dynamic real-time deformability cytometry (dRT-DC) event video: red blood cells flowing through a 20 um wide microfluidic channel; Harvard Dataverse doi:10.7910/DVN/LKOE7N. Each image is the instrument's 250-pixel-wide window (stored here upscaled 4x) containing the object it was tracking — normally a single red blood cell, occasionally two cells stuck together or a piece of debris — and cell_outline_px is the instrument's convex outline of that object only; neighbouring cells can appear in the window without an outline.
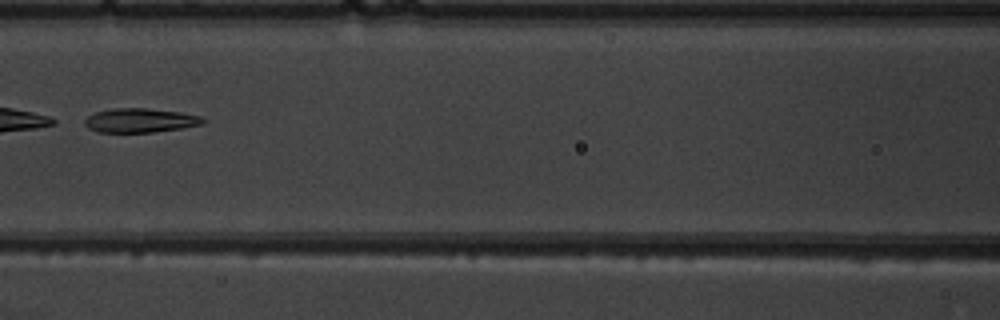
{"species": "common noctule bat (a hibernating species)", "species_latin": "Nyctalus noctula", "temperature_condition": "warm", "stored_images_in_passage": 7, "camera_frame_rate_fps": 3000, "um_per_image_px": 0.085, "animal": {"sex": "male", "body_mass_g": 19.5, "forearm_length_mm": 54.6}, "frame": {"image": 1, "passage_image": 6, "time_ms": 7.0, "image_size_px": [1000, 320], "cell_outline_px": [[208, 120], [200, 124], [184, 128], [152, 132], [100, 132], [88, 128], [84, 124], [84, 120], [88, 116], [96, 112], [112, 108], [144, 108], [180, 112], [200, 116]], "centroid_in_image_um": [11.91, 10.23], "position_along_channel_um": 154.7, "area_um2": 16.59}}
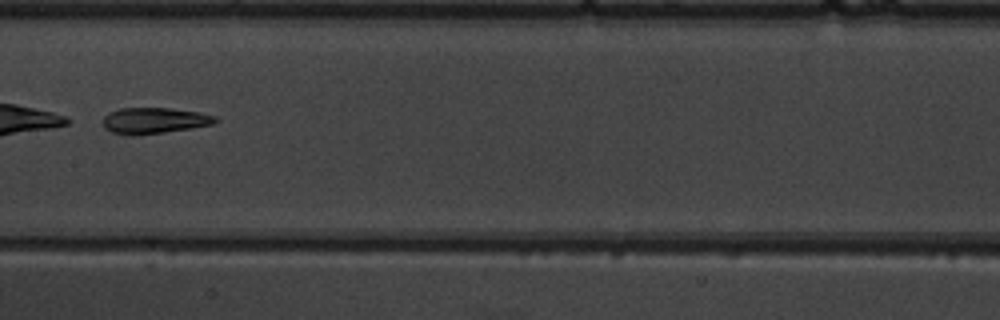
{"frame": {"image": 2, "passage_image": 7, "time_ms": 8.0, "image_size_px": [1000, 320], "cell_outline_px": [[220, 120], [212, 124], [192, 128], [164, 132], [132, 136], [112, 132], [104, 128], [104, 116], [108, 112], [120, 108], [168, 108], [200, 112], [216, 116]], "centroid_in_image_um": [13.12, 10.25], "position_along_channel_um": 194.3, "area_um2": 17.11}}